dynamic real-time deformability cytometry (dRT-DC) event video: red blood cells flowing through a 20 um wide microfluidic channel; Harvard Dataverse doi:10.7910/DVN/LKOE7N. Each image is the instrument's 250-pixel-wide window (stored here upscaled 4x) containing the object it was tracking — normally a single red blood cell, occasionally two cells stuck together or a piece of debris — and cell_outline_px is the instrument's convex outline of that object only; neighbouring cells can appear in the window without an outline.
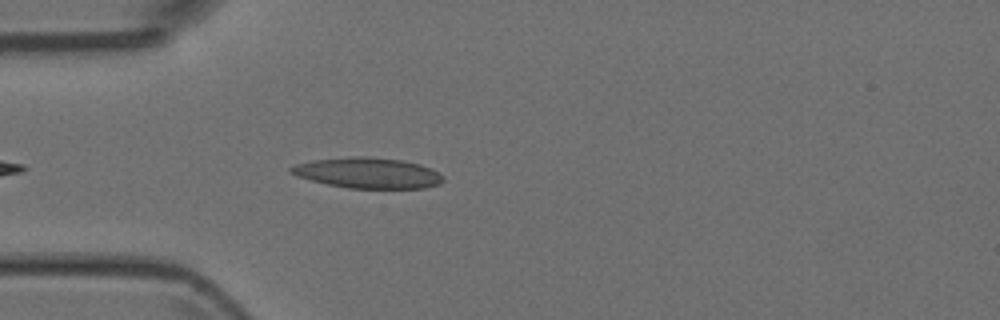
{"species": "Egyptian fruit bat (a non-hibernating species)", "species_latin": "Rousettus aegyptiacus", "temperature_condition": "room temperature", "stored_images_in_passage": 27, "camera_frame_rate_fps": 3000, "um_per_image_px": 0.085, "animal": {"sex": "female"}, "frame": {"image": 1, "passage_image": 4, "time_ms": 1.0, "image_size_px": [1000, 320], "cell_outline_px": [[444, 180], [440, 184], [424, 188], [348, 188], [328, 184], [296, 176], [288, 172], [288, 168], [296, 164], [312, 160], [348, 156], [368, 156], [400, 160], [420, 164], [432, 168], [444, 176]], "centroid_in_image_um": [31.27, 14.69], "position_along_channel_um": 53.7, "area_um2": 27.34}}
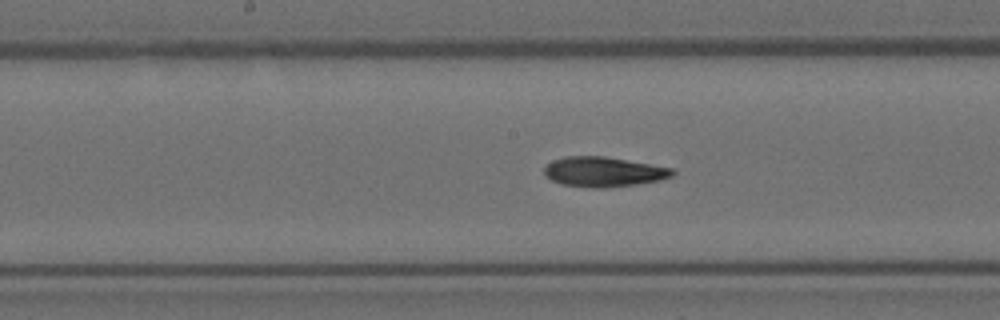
{"frame": {"image": 2, "passage_image": 12, "time_ms": 3.667, "image_size_px": [1000, 320], "cell_outline_px": [[676, 172], [672, 176], [660, 180], [636, 184], [604, 188], [592, 188], [560, 184], [544, 176], [544, 168], [552, 160], [568, 156], [604, 156], [672, 168]], "centroid_in_image_um": [51.28, 14.61], "position_along_channel_um": 196.9, "area_um2": 22.31}}
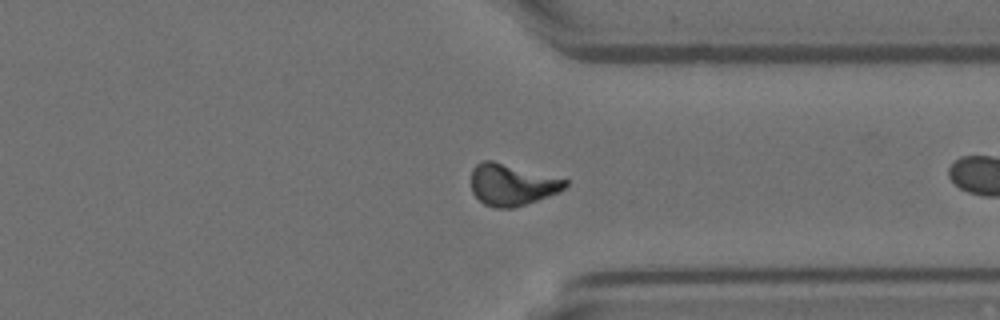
{"frame": {"image": 3, "passage_image": 25, "time_ms": 8.0, "image_size_px": [1000, 320], "cell_outline_px": [[568, 184], [564, 188], [556, 192], [536, 200], [512, 208], [492, 208], [484, 204], [472, 192], [472, 168], [480, 160], [492, 160], [568, 180]], "centroid_in_image_um": [43.46, 15.69], "position_along_channel_um": 367.9, "area_um2": 22.48}}